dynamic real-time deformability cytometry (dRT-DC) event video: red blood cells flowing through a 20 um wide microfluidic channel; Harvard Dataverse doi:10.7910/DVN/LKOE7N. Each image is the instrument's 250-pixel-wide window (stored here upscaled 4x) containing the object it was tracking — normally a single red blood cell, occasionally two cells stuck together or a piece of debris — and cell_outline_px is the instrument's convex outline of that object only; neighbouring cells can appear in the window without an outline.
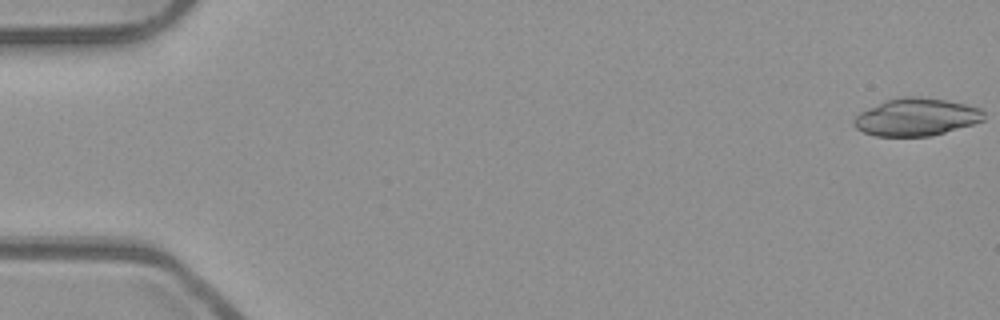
{"species": "common noctule bat (a hibernating species)", "species_latin": "Nyctalus noctula", "temperature_condition": "room temperature", "stored_images_in_passage": 52, "camera_frame_rate_fps": 3000, "um_per_image_px": 0.085, "animal": {"sex": "male", "body_mass_g": 23.1, "forearm_length_mm": 52.7}, "frame": {"image": 1, "passage_image": 1, "time_ms": 0.0, "image_size_px": [1000, 320], "cell_outline_px": [[984, 120], [972, 124], [944, 132], [928, 136], [876, 136], [864, 132], [856, 128], [852, 124], [852, 120], [860, 112], [884, 100], [900, 96], [916, 96], [944, 100], [964, 104], [980, 108], [984, 112]], "centroid_in_image_um": [77.84, 9.94], "position_along_channel_um": 7.2, "area_um2": 28.32}}